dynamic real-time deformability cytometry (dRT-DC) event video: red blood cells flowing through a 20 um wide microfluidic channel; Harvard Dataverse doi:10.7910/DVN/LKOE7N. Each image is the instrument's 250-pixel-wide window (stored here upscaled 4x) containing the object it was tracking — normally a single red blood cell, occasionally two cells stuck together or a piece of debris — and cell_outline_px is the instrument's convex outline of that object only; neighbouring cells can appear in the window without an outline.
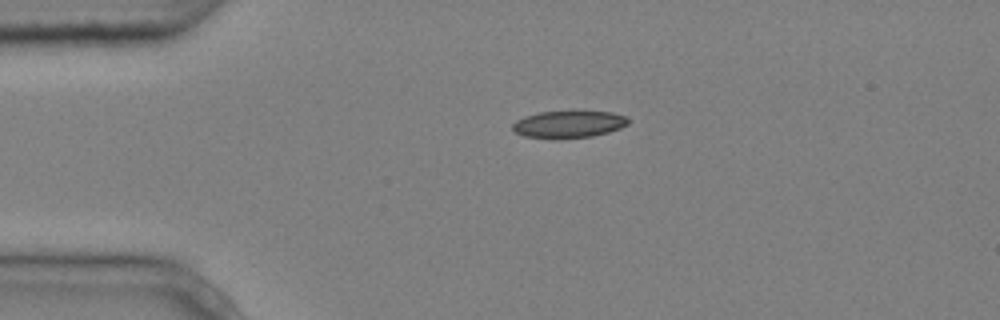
{"species": "common noctule bat (a hibernating species)", "species_latin": "Nyctalus noctula", "temperature_condition": "cold", "stored_images_in_passage": 2, "camera_frame_rate_fps": 3000, "um_per_image_px": 0.085, "animal": {"sex": "male", "body_mass_g": 20.4}, "frame": {"image": 1, "passage_image": 1, "time_ms": 0.0, "image_size_px": [1000, 320], "cell_outline_px": [[628, 124], [620, 128], [608, 132], [592, 136], [560, 140], [552, 140], [524, 136], [516, 132], [512, 128], [512, 124], [516, 120], [524, 116], [540, 112], [612, 112], [628, 116]], "centroid_in_image_um": [48.31, 10.59], "position_along_channel_um": 36.7, "area_um2": 18.5}}